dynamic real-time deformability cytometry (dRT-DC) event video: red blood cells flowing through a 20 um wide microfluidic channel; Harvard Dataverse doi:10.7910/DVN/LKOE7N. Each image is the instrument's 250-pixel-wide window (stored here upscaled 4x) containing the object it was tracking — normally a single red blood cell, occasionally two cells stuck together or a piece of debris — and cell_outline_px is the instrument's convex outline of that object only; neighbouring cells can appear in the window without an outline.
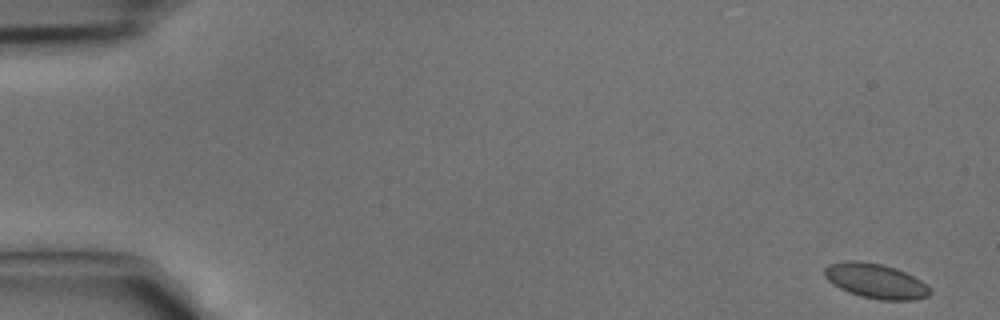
{"species": "common noctule bat (a hibernating species)", "species_latin": "Nyctalus noctula", "temperature_condition": "cold", "stored_images_in_passage": 43, "camera_frame_rate_fps": 3000, "um_per_image_px": 0.085, "animal": {"sex": "male", "body_mass_g": 15.6}, "frame": {"image": 1, "passage_image": 1, "time_ms": 0.0, "image_size_px": [1000, 320], "cell_outline_px": [[932, 292], [928, 296], [916, 300], [880, 300], [860, 296], [848, 292], [832, 284], [824, 276], [824, 268], [828, 264], [844, 260], [856, 260], [880, 264], [896, 268], [920, 280]], "centroid_in_image_um": [74.39, 23.88], "position_along_channel_um": 10.6, "area_um2": 21.39}}
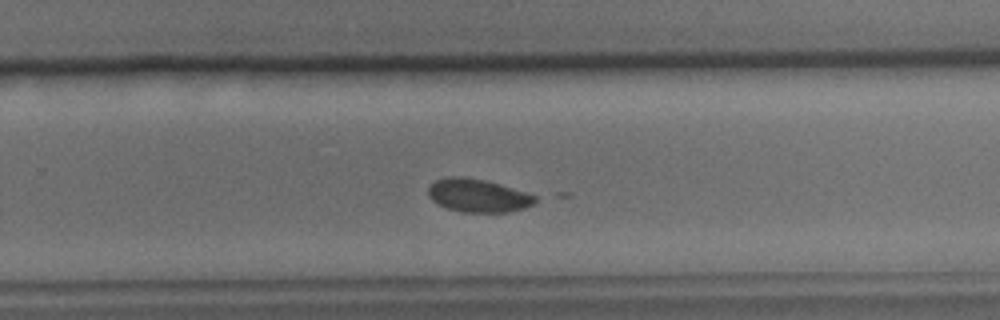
{"frame": {"image": 2, "passage_image": 28, "time_ms": 9.0, "image_size_px": [1000, 320], "cell_outline_px": [[536, 200], [532, 204], [524, 208], [508, 212], [464, 212], [448, 208], [432, 200], [428, 196], [428, 188], [436, 180], [448, 176], [460, 176], [484, 180], [500, 184], [536, 196]], "centroid_in_image_um": [40.61, 16.62], "position_along_channel_um": 289.2, "area_um2": 20.35}}
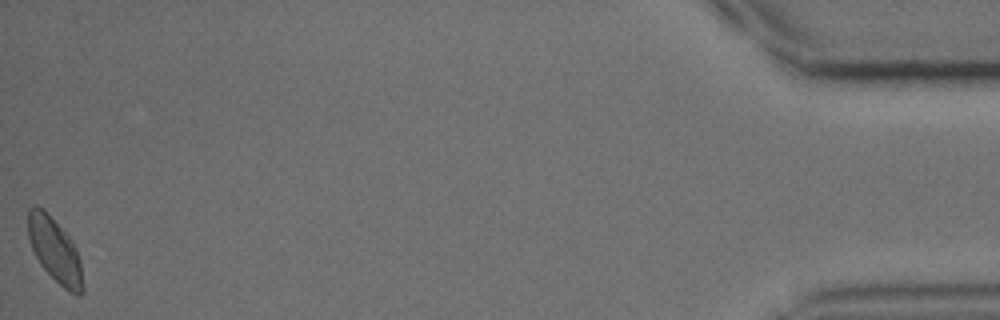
{"frame": {"image": 3, "passage_image": 43, "time_ms": 14.0, "image_size_px": [1000, 320], "cell_outline_px": [[84, 292], [80, 296], [76, 296], [64, 288], [40, 264], [32, 248], [28, 236], [28, 208], [32, 204], [36, 204], [44, 208], [72, 240], [76, 248], [80, 260], [84, 288]], "centroid_in_image_um": [4.67, 21.25], "position_along_channel_um": 430.5, "area_um2": 20.63}}